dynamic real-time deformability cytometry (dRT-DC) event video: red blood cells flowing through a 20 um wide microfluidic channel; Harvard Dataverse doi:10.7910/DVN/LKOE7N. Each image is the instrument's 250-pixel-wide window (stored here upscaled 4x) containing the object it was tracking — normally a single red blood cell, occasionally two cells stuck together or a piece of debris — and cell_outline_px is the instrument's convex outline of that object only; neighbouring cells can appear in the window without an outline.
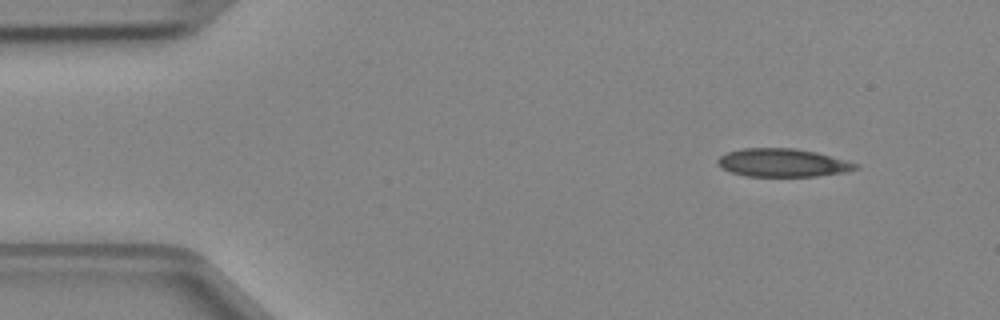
{"species": "Egyptian fruit bat (a non-hibernating species)", "species_latin": "Rousettus aegyptiacus", "temperature_condition": "cold", "stored_images_in_passage": 4, "camera_frame_rate_fps": 3000, "um_per_image_px": 0.085, "animal": {"sex": "female"}, "frame": {"image": 1, "passage_image": 1, "time_ms": 0.0, "image_size_px": [1000, 320], "cell_outline_px": [[860, 168], [844, 172], [816, 176], [744, 176], [720, 168], [716, 164], [716, 160], [720, 156], [728, 152], [744, 148], [792, 148], [816, 152], [860, 164]], "centroid_in_image_um": [66.5, 13.83], "position_along_channel_um": 18.5, "area_um2": 22.66}}
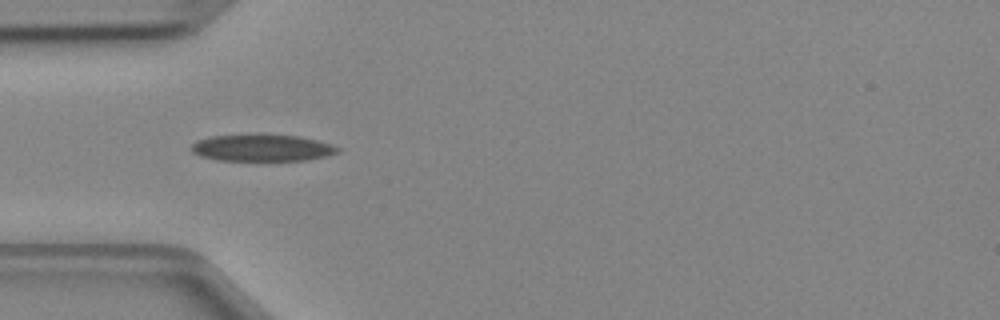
{"frame": {"image": 2, "passage_image": 3, "time_ms": 0.667, "image_size_px": [1000, 320], "cell_outline_px": [[340, 152], [328, 156], [308, 160], [216, 160], [200, 156], [192, 152], [192, 144], [196, 140], [208, 136], [260, 132], [300, 136], [332, 144], [340, 148]], "centroid_in_image_um": [22.27, 12.53], "position_along_channel_um": 62.7, "area_um2": 23.76}}